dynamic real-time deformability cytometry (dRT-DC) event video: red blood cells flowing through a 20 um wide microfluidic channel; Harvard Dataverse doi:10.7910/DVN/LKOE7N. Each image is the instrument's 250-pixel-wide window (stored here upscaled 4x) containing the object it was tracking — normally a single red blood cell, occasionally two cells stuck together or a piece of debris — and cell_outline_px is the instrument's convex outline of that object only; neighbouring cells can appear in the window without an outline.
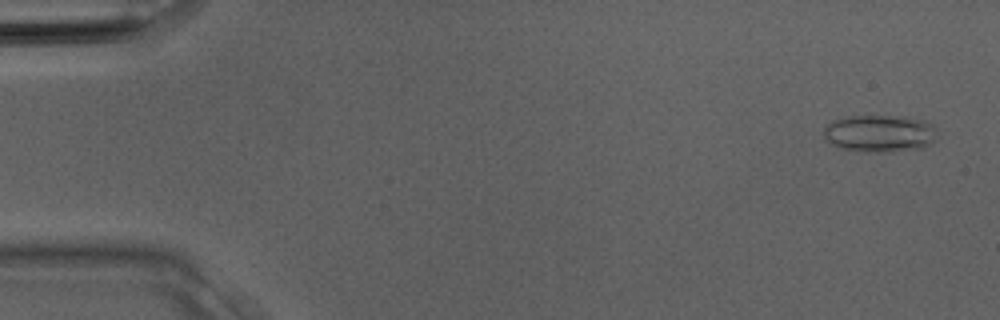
{"species": "Egyptian fruit bat (a non-hibernating species)", "species_latin": "Rousettus aegyptiacus", "temperature_condition": "room temperature", "stored_images_in_passage": 3, "camera_frame_rate_fps": 3000, "um_per_image_px": 0.085, "animal": {"sex": "male"}, "frame": {"image": 1, "passage_image": 1, "time_ms": 0.0, "image_size_px": [1000, 320], "cell_outline_px": [[936, 136], [924, 148], [888, 152], [864, 152], [840, 148], [824, 140], [824, 128], [832, 120], [848, 116], [904, 116], [924, 120], [932, 124]], "centroid_in_image_um": [74.73, 11.34], "position_along_channel_um": 10.3, "area_um2": 24.74}}